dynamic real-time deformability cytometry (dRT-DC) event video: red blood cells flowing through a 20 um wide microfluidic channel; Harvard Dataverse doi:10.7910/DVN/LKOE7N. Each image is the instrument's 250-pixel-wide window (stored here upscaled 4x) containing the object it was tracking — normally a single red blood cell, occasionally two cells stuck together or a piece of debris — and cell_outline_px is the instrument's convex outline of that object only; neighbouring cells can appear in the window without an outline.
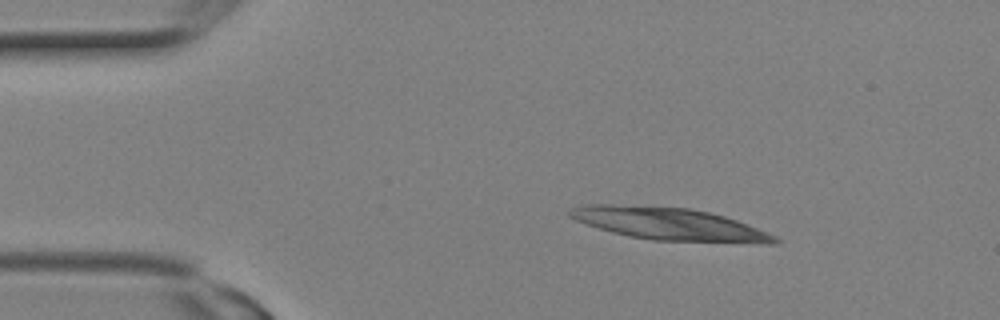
{"species": "Egyptian fruit bat (a non-hibernating species)", "species_latin": "Rousettus aegyptiacus", "temperature_condition": "room temperature", "stored_images_in_passage": 1, "camera_frame_rate_fps": 3000, "um_per_image_px": 0.085, "animal": {"sex": "female"}, "frame": {"image": 1, "passage_image": 1, "time_ms": 0.0, "image_size_px": [1000, 320], "cell_outline_px": [[780, 240], [776, 244], [764, 244], [652, 240], [628, 236], [612, 232], [576, 220], [568, 216], [564, 212], [580, 204], [612, 204], [688, 208], [708, 212], [724, 216], [748, 224], [768, 232], [776, 236]], "centroid_in_image_um": [56.91, 19.04], "position_along_channel_um": 28.1, "area_um2": 38.96}}